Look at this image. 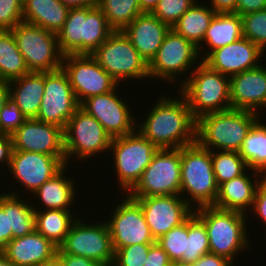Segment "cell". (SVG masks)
<instances>
[{
	"mask_svg": "<svg viewBox=\"0 0 266 266\" xmlns=\"http://www.w3.org/2000/svg\"><path fill=\"white\" fill-rule=\"evenodd\" d=\"M91 55L118 84L123 80L149 78L148 64L123 31H114Z\"/></svg>",
	"mask_w": 266,
	"mask_h": 266,
	"instance_id": "9c48e42d",
	"label": "cell"
},
{
	"mask_svg": "<svg viewBox=\"0 0 266 266\" xmlns=\"http://www.w3.org/2000/svg\"><path fill=\"white\" fill-rule=\"evenodd\" d=\"M173 99L164 95L155 103L138 131L158 149H175L196 142L197 120L181 94Z\"/></svg>",
	"mask_w": 266,
	"mask_h": 266,
	"instance_id": "6da1fadb",
	"label": "cell"
},
{
	"mask_svg": "<svg viewBox=\"0 0 266 266\" xmlns=\"http://www.w3.org/2000/svg\"><path fill=\"white\" fill-rule=\"evenodd\" d=\"M173 266H188V265H184V264H179V263H174L173 262Z\"/></svg>",
	"mask_w": 266,
	"mask_h": 266,
	"instance_id": "680465c9",
	"label": "cell"
},
{
	"mask_svg": "<svg viewBox=\"0 0 266 266\" xmlns=\"http://www.w3.org/2000/svg\"><path fill=\"white\" fill-rule=\"evenodd\" d=\"M242 37V18L239 14L234 12L216 13L203 39L210 49L202 55L203 60L215 49L231 44Z\"/></svg>",
	"mask_w": 266,
	"mask_h": 266,
	"instance_id": "83f0119b",
	"label": "cell"
},
{
	"mask_svg": "<svg viewBox=\"0 0 266 266\" xmlns=\"http://www.w3.org/2000/svg\"><path fill=\"white\" fill-rule=\"evenodd\" d=\"M70 8L97 6L98 0H60Z\"/></svg>",
	"mask_w": 266,
	"mask_h": 266,
	"instance_id": "f5cc1de1",
	"label": "cell"
},
{
	"mask_svg": "<svg viewBox=\"0 0 266 266\" xmlns=\"http://www.w3.org/2000/svg\"><path fill=\"white\" fill-rule=\"evenodd\" d=\"M231 108L258 113L266 108V68L262 65L230 77Z\"/></svg>",
	"mask_w": 266,
	"mask_h": 266,
	"instance_id": "7402d4cb",
	"label": "cell"
},
{
	"mask_svg": "<svg viewBox=\"0 0 266 266\" xmlns=\"http://www.w3.org/2000/svg\"><path fill=\"white\" fill-rule=\"evenodd\" d=\"M210 6L216 13L234 12L236 13L237 0H210Z\"/></svg>",
	"mask_w": 266,
	"mask_h": 266,
	"instance_id": "816d5d0a",
	"label": "cell"
},
{
	"mask_svg": "<svg viewBox=\"0 0 266 266\" xmlns=\"http://www.w3.org/2000/svg\"><path fill=\"white\" fill-rule=\"evenodd\" d=\"M209 252L210 246L204 222L193 213L188 218L186 255H182L176 263L189 265L196 262L200 257Z\"/></svg>",
	"mask_w": 266,
	"mask_h": 266,
	"instance_id": "d590c367",
	"label": "cell"
},
{
	"mask_svg": "<svg viewBox=\"0 0 266 266\" xmlns=\"http://www.w3.org/2000/svg\"><path fill=\"white\" fill-rule=\"evenodd\" d=\"M70 7L60 0H25L23 21L57 34L63 27Z\"/></svg>",
	"mask_w": 266,
	"mask_h": 266,
	"instance_id": "4316f807",
	"label": "cell"
},
{
	"mask_svg": "<svg viewBox=\"0 0 266 266\" xmlns=\"http://www.w3.org/2000/svg\"><path fill=\"white\" fill-rule=\"evenodd\" d=\"M109 150L113 151L119 187L129 192L159 149L135 130L125 136L112 138Z\"/></svg>",
	"mask_w": 266,
	"mask_h": 266,
	"instance_id": "30bf717a",
	"label": "cell"
},
{
	"mask_svg": "<svg viewBox=\"0 0 266 266\" xmlns=\"http://www.w3.org/2000/svg\"><path fill=\"white\" fill-rule=\"evenodd\" d=\"M187 239L188 219L159 237L156 242L168 254L169 259L176 263L182 255H186Z\"/></svg>",
	"mask_w": 266,
	"mask_h": 266,
	"instance_id": "74e56055",
	"label": "cell"
},
{
	"mask_svg": "<svg viewBox=\"0 0 266 266\" xmlns=\"http://www.w3.org/2000/svg\"><path fill=\"white\" fill-rule=\"evenodd\" d=\"M185 192L193 209L214 206L218 195L211 151L197 142L181 148V195ZM196 204L197 207L193 206Z\"/></svg>",
	"mask_w": 266,
	"mask_h": 266,
	"instance_id": "8992f818",
	"label": "cell"
},
{
	"mask_svg": "<svg viewBox=\"0 0 266 266\" xmlns=\"http://www.w3.org/2000/svg\"><path fill=\"white\" fill-rule=\"evenodd\" d=\"M65 165L55 156L13 150L9 171L32 194Z\"/></svg>",
	"mask_w": 266,
	"mask_h": 266,
	"instance_id": "ffe728a7",
	"label": "cell"
},
{
	"mask_svg": "<svg viewBox=\"0 0 266 266\" xmlns=\"http://www.w3.org/2000/svg\"><path fill=\"white\" fill-rule=\"evenodd\" d=\"M171 263L172 261L169 259L168 254L155 242L150 246L143 266H168Z\"/></svg>",
	"mask_w": 266,
	"mask_h": 266,
	"instance_id": "bcb514c9",
	"label": "cell"
},
{
	"mask_svg": "<svg viewBox=\"0 0 266 266\" xmlns=\"http://www.w3.org/2000/svg\"><path fill=\"white\" fill-rule=\"evenodd\" d=\"M61 67L79 105L92 96L115 90L119 85L89 54L64 55Z\"/></svg>",
	"mask_w": 266,
	"mask_h": 266,
	"instance_id": "4fadbf2b",
	"label": "cell"
},
{
	"mask_svg": "<svg viewBox=\"0 0 266 266\" xmlns=\"http://www.w3.org/2000/svg\"><path fill=\"white\" fill-rule=\"evenodd\" d=\"M159 0H139L140 9L142 12L151 13L157 6Z\"/></svg>",
	"mask_w": 266,
	"mask_h": 266,
	"instance_id": "11a10c76",
	"label": "cell"
},
{
	"mask_svg": "<svg viewBox=\"0 0 266 266\" xmlns=\"http://www.w3.org/2000/svg\"><path fill=\"white\" fill-rule=\"evenodd\" d=\"M85 223L80 218L74 221L57 253L82 256L102 266H112L114 249L107 222Z\"/></svg>",
	"mask_w": 266,
	"mask_h": 266,
	"instance_id": "8fae6325",
	"label": "cell"
},
{
	"mask_svg": "<svg viewBox=\"0 0 266 266\" xmlns=\"http://www.w3.org/2000/svg\"><path fill=\"white\" fill-rule=\"evenodd\" d=\"M180 196L132 197L140 203L146 223L155 240L184 223L194 213L187 202L189 198Z\"/></svg>",
	"mask_w": 266,
	"mask_h": 266,
	"instance_id": "ac0fdd59",
	"label": "cell"
},
{
	"mask_svg": "<svg viewBox=\"0 0 266 266\" xmlns=\"http://www.w3.org/2000/svg\"><path fill=\"white\" fill-rule=\"evenodd\" d=\"M63 135L66 165L72 156L84 159L108 151L112 141L101 123L80 107L67 122Z\"/></svg>",
	"mask_w": 266,
	"mask_h": 266,
	"instance_id": "7c38bea8",
	"label": "cell"
},
{
	"mask_svg": "<svg viewBox=\"0 0 266 266\" xmlns=\"http://www.w3.org/2000/svg\"><path fill=\"white\" fill-rule=\"evenodd\" d=\"M198 47L191 41L185 39L172 28L167 32L163 43L154 58L148 64L149 78L165 79L174 81L175 76L186 74L189 68L198 60Z\"/></svg>",
	"mask_w": 266,
	"mask_h": 266,
	"instance_id": "5bb4252c",
	"label": "cell"
},
{
	"mask_svg": "<svg viewBox=\"0 0 266 266\" xmlns=\"http://www.w3.org/2000/svg\"><path fill=\"white\" fill-rule=\"evenodd\" d=\"M9 97L28 118H37L45 88V72H30L8 82ZM16 87V88H15Z\"/></svg>",
	"mask_w": 266,
	"mask_h": 266,
	"instance_id": "484cf974",
	"label": "cell"
},
{
	"mask_svg": "<svg viewBox=\"0 0 266 266\" xmlns=\"http://www.w3.org/2000/svg\"><path fill=\"white\" fill-rule=\"evenodd\" d=\"M171 28L152 13L143 12L122 31L147 64L156 55Z\"/></svg>",
	"mask_w": 266,
	"mask_h": 266,
	"instance_id": "cb8c5ba5",
	"label": "cell"
},
{
	"mask_svg": "<svg viewBox=\"0 0 266 266\" xmlns=\"http://www.w3.org/2000/svg\"><path fill=\"white\" fill-rule=\"evenodd\" d=\"M30 73L11 30H0V81L10 82Z\"/></svg>",
	"mask_w": 266,
	"mask_h": 266,
	"instance_id": "1f68e13d",
	"label": "cell"
},
{
	"mask_svg": "<svg viewBox=\"0 0 266 266\" xmlns=\"http://www.w3.org/2000/svg\"><path fill=\"white\" fill-rule=\"evenodd\" d=\"M79 106L63 68L45 72L44 94L36 119L64 130Z\"/></svg>",
	"mask_w": 266,
	"mask_h": 266,
	"instance_id": "9a60e30c",
	"label": "cell"
},
{
	"mask_svg": "<svg viewBox=\"0 0 266 266\" xmlns=\"http://www.w3.org/2000/svg\"><path fill=\"white\" fill-rule=\"evenodd\" d=\"M9 98V85L8 82L0 81V111Z\"/></svg>",
	"mask_w": 266,
	"mask_h": 266,
	"instance_id": "db71d44e",
	"label": "cell"
},
{
	"mask_svg": "<svg viewBox=\"0 0 266 266\" xmlns=\"http://www.w3.org/2000/svg\"><path fill=\"white\" fill-rule=\"evenodd\" d=\"M251 209L254 211V214H257L258 218L260 217V222L264 221L263 223L266 224V177L262 178L256 189Z\"/></svg>",
	"mask_w": 266,
	"mask_h": 266,
	"instance_id": "f6af8a7d",
	"label": "cell"
},
{
	"mask_svg": "<svg viewBox=\"0 0 266 266\" xmlns=\"http://www.w3.org/2000/svg\"><path fill=\"white\" fill-rule=\"evenodd\" d=\"M214 151H211V158L215 180L218 186L242 175L245 171L247 172L246 168L248 167L239 152Z\"/></svg>",
	"mask_w": 266,
	"mask_h": 266,
	"instance_id": "8d00e7d4",
	"label": "cell"
},
{
	"mask_svg": "<svg viewBox=\"0 0 266 266\" xmlns=\"http://www.w3.org/2000/svg\"><path fill=\"white\" fill-rule=\"evenodd\" d=\"M152 244H134L114 249L112 266H143Z\"/></svg>",
	"mask_w": 266,
	"mask_h": 266,
	"instance_id": "60d3db41",
	"label": "cell"
},
{
	"mask_svg": "<svg viewBox=\"0 0 266 266\" xmlns=\"http://www.w3.org/2000/svg\"><path fill=\"white\" fill-rule=\"evenodd\" d=\"M194 69L181 81L179 92L187 100L193 117L198 120L203 115L230 109V77L212 70L203 61Z\"/></svg>",
	"mask_w": 266,
	"mask_h": 266,
	"instance_id": "277c9868",
	"label": "cell"
},
{
	"mask_svg": "<svg viewBox=\"0 0 266 266\" xmlns=\"http://www.w3.org/2000/svg\"><path fill=\"white\" fill-rule=\"evenodd\" d=\"M113 32L98 6L76 7L70 8L57 39L63 55H91Z\"/></svg>",
	"mask_w": 266,
	"mask_h": 266,
	"instance_id": "7a4b0ae2",
	"label": "cell"
},
{
	"mask_svg": "<svg viewBox=\"0 0 266 266\" xmlns=\"http://www.w3.org/2000/svg\"><path fill=\"white\" fill-rule=\"evenodd\" d=\"M128 195H181V148L159 149Z\"/></svg>",
	"mask_w": 266,
	"mask_h": 266,
	"instance_id": "ba28073f",
	"label": "cell"
},
{
	"mask_svg": "<svg viewBox=\"0 0 266 266\" xmlns=\"http://www.w3.org/2000/svg\"><path fill=\"white\" fill-rule=\"evenodd\" d=\"M197 1L195 0H159L151 12L161 22L172 28L179 18Z\"/></svg>",
	"mask_w": 266,
	"mask_h": 266,
	"instance_id": "ab89813d",
	"label": "cell"
},
{
	"mask_svg": "<svg viewBox=\"0 0 266 266\" xmlns=\"http://www.w3.org/2000/svg\"><path fill=\"white\" fill-rule=\"evenodd\" d=\"M65 168L67 165L33 193L47 209L71 211L70 206L75 205V182L65 177Z\"/></svg>",
	"mask_w": 266,
	"mask_h": 266,
	"instance_id": "f1b7e54d",
	"label": "cell"
},
{
	"mask_svg": "<svg viewBox=\"0 0 266 266\" xmlns=\"http://www.w3.org/2000/svg\"><path fill=\"white\" fill-rule=\"evenodd\" d=\"M257 113L230 108L197 120L196 142L204 149L239 152ZM212 147V148H211Z\"/></svg>",
	"mask_w": 266,
	"mask_h": 266,
	"instance_id": "3957f363",
	"label": "cell"
},
{
	"mask_svg": "<svg viewBox=\"0 0 266 266\" xmlns=\"http://www.w3.org/2000/svg\"><path fill=\"white\" fill-rule=\"evenodd\" d=\"M18 49L30 72H48L62 66L57 34L37 25L21 21L11 29Z\"/></svg>",
	"mask_w": 266,
	"mask_h": 266,
	"instance_id": "52a82bcc",
	"label": "cell"
},
{
	"mask_svg": "<svg viewBox=\"0 0 266 266\" xmlns=\"http://www.w3.org/2000/svg\"><path fill=\"white\" fill-rule=\"evenodd\" d=\"M12 240L9 221V193L0 195V251Z\"/></svg>",
	"mask_w": 266,
	"mask_h": 266,
	"instance_id": "ee69618b",
	"label": "cell"
},
{
	"mask_svg": "<svg viewBox=\"0 0 266 266\" xmlns=\"http://www.w3.org/2000/svg\"><path fill=\"white\" fill-rule=\"evenodd\" d=\"M13 144L11 135L0 134V163L6 164L9 168Z\"/></svg>",
	"mask_w": 266,
	"mask_h": 266,
	"instance_id": "f907efd6",
	"label": "cell"
},
{
	"mask_svg": "<svg viewBox=\"0 0 266 266\" xmlns=\"http://www.w3.org/2000/svg\"><path fill=\"white\" fill-rule=\"evenodd\" d=\"M194 213L204 222L211 253L233 264L234 257L249 248L246 214L214 206L195 208Z\"/></svg>",
	"mask_w": 266,
	"mask_h": 266,
	"instance_id": "5b68a950",
	"label": "cell"
},
{
	"mask_svg": "<svg viewBox=\"0 0 266 266\" xmlns=\"http://www.w3.org/2000/svg\"><path fill=\"white\" fill-rule=\"evenodd\" d=\"M0 266H14V265L0 252Z\"/></svg>",
	"mask_w": 266,
	"mask_h": 266,
	"instance_id": "9f6ffc18",
	"label": "cell"
},
{
	"mask_svg": "<svg viewBox=\"0 0 266 266\" xmlns=\"http://www.w3.org/2000/svg\"><path fill=\"white\" fill-rule=\"evenodd\" d=\"M263 53L265 52L259 46L242 37L231 44L215 49L203 62L212 70L231 77L260 66L258 62Z\"/></svg>",
	"mask_w": 266,
	"mask_h": 266,
	"instance_id": "44dd1931",
	"label": "cell"
},
{
	"mask_svg": "<svg viewBox=\"0 0 266 266\" xmlns=\"http://www.w3.org/2000/svg\"><path fill=\"white\" fill-rule=\"evenodd\" d=\"M47 266H63V264L56 258L54 261L47 263Z\"/></svg>",
	"mask_w": 266,
	"mask_h": 266,
	"instance_id": "6f0895ef",
	"label": "cell"
},
{
	"mask_svg": "<svg viewBox=\"0 0 266 266\" xmlns=\"http://www.w3.org/2000/svg\"><path fill=\"white\" fill-rule=\"evenodd\" d=\"M195 2L172 27L178 34L185 39L193 42L199 51V56L202 54L201 46L206 30L209 28L210 22L216 12L211 7H206ZM201 52V53H200Z\"/></svg>",
	"mask_w": 266,
	"mask_h": 266,
	"instance_id": "f546056e",
	"label": "cell"
},
{
	"mask_svg": "<svg viewBox=\"0 0 266 266\" xmlns=\"http://www.w3.org/2000/svg\"><path fill=\"white\" fill-rule=\"evenodd\" d=\"M23 21L21 0H0V30H11Z\"/></svg>",
	"mask_w": 266,
	"mask_h": 266,
	"instance_id": "7bdbcfd3",
	"label": "cell"
},
{
	"mask_svg": "<svg viewBox=\"0 0 266 266\" xmlns=\"http://www.w3.org/2000/svg\"><path fill=\"white\" fill-rule=\"evenodd\" d=\"M243 37L266 50V8L261 11L241 15ZM265 49V50H264Z\"/></svg>",
	"mask_w": 266,
	"mask_h": 266,
	"instance_id": "f35d334b",
	"label": "cell"
},
{
	"mask_svg": "<svg viewBox=\"0 0 266 266\" xmlns=\"http://www.w3.org/2000/svg\"><path fill=\"white\" fill-rule=\"evenodd\" d=\"M35 208V230L50 240L58 248L64 243L70 227L76 220L73 212L59 209Z\"/></svg>",
	"mask_w": 266,
	"mask_h": 266,
	"instance_id": "4dcf8cb0",
	"label": "cell"
},
{
	"mask_svg": "<svg viewBox=\"0 0 266 266\" xmlns=\"http://www.w3.org/2000/svg\"><path fill=\"white\" fill-rule=\"evenodd\" d=\"M229 260L214 253H207L188 266H233Z\"/></svg>",
	"mask_w": 266,
	"mask_h": 266,
	"instance_id": "681fc988",
	"label": "cell"
},
{
	"mask_svg": "<svg viewBox=\"0 0 266 266\" xmlns=\"http://www.w3.org/2000/svg\"><path fill=\"white\" fill-rule=\"evenodd\" d=\"M259 119L249 130L239 151L248 169L261 173L266 177V125Z\"/></svg>",
	"mask_w": 266,
	"mask_h": 266,
	"instance_id": "d6a6232c",
	"label": "cell"
},
{
	"mask_svg": "<svg viewBox=\"0 0 266 266\" xmlns=\"http://www.w3.org/2000/svg\"><path fill=\"white\" fill-rule=\"evenodd\" d=\"M28 118L10 97L0 111V134L12 135Z\"/></svg>",
	"mask_w": 266,
	"mask_h": 266,
	"instance_id": "b9f144b4",
	"label": "cell"
},
{
	"mask_svg": "<svg viewBox=\"0 0 266 266\" xmlns=\"http://www.w3.org/2000/svg\"><path fill=\"white\" fill-rule=\"evenodd\" d=\"M97 6L104 12L109 26L114 31H122L143 13L139 0H98Z\"/></svg>",
	"mask_w": 266,
	"mask_h": 266,
	"instance_id": "836d02e7",
	"label": "cell"
},
{
	"mask_svg": "<svg viewBox=\"0 0 266 266\" xmlns=\"http://www.w3.org/2000/svg\"><path fill=\"white\" fill-rule=\"evenodd\" d=\"M116 90L92 96L79 106L98 120L111 138L125 136L137 129L131 107L118 96Z\"/></svg>",
	"mask_w": 266,
	"mask_h": 266,
	"instance_id": "e0dca14e",
	"label": "cell"
},
{
	"mask_svg": "<svg viewBox=\"0 0 266 266\" xmlns=\"http://www.w3.org/2000/svg\"><path fill=\"white\" fill-rule=\"evenodd\" d=\"M57 250V246L34 230L12 239L0 252L14 266H45L57 258Z\"/></svg>",
	"mask_w": 266,
	"mask_h": 266,
	"instance_id": "603a6c76",
	"label": "cell"
},
{
	"mask_svg": "<svg viewBox=\"0 0 266 266\" xmlns=\"http://www.w3.org/2000/svg\"><path fill=\"white\" fill-rule=\"evenodd\" d=\"M106 219L111 234L113 249L134 244H153L156 242L146 223L140 203L128 194Z\"/></svg>",
	"mask_w": 266,
	"mask_h": 266,
	"instance_id": "2e32d148",
	"label": "cell"
},
{
	"mask_svg": "<svg viewBox=\"0 0 266 266\" xmlns=\"http://www.w3.org/2000/svg\"><path fill=\"white\" fill-rule=\"evenodd\" d=\"M57 259L63 266H102L92 259L68 253H57Z\"/></svg>",
	"mask_w": 266,
	"mask_h": 266,
	"instance_id": "7dc6e473",
	"label": "cell"
},
{
	"mask_svg": "<svg viewBox=\"0 0 266 266\" xmlns=\"http://www.w3.org/2000/svg\"><path fill=\"white\" fill-rule=\"evenodd\" d=\"M9 193V221L12 239L25 236L35 230V208L33 203L19 199L16 192Z\"/></svg>",
	"mask_w": 266,
	"mask_h": 266,
	"instance_id": "e575fe53",
	"label": "cell"
},
{
	"mask_svg": "<svg viewBox=\"0 0 266 266\" xmlns=\"http://www.w3.org/2000/svg\"><path fill=\"white\" fill-rule=\"evenodd\" d=\"M11 138L13 150L52 155L66 165L63 129L57 125L27 119Z\"/></svg>",
	"mask_w": 266,
	"mask_h": 266,
	"instance_id": "d6986e66",
	"label": "cell"
},
{
	"mask_svg": "<svg viewBox=\"0 0 266 266\" xmlns=\"http://www.w3.org/2000/svg\"><path fill=\"white\" fill-rule=\"evenodd\" d=\"M254 173L255 182L244 172L242 175L220 184L214 207L247 214L246 211L253 207L255 192L261 182L260 177L256 178L261 173L256 171Z\"/></svg>",
	"mask_w": 266,
	"mask_h": 266,
	"instance_id": "d4e9b609",
	"label": "cell"
},
{
	"mask_svg": "<svg viewBox=\"0 0 266 266\" xmlns=\"http://www.w3.org/2000/svg\"><path fill=\"white\" fill-rule=\"evenodd\" d=\"M266 8V0H237L236 13L241 15L261 11Z\"/></svg>",
	"mask_w": 266,
	"mask_h": 266,
	"instance_id": "c3c4849f",
	"label": "cell"
}]
</instances>
